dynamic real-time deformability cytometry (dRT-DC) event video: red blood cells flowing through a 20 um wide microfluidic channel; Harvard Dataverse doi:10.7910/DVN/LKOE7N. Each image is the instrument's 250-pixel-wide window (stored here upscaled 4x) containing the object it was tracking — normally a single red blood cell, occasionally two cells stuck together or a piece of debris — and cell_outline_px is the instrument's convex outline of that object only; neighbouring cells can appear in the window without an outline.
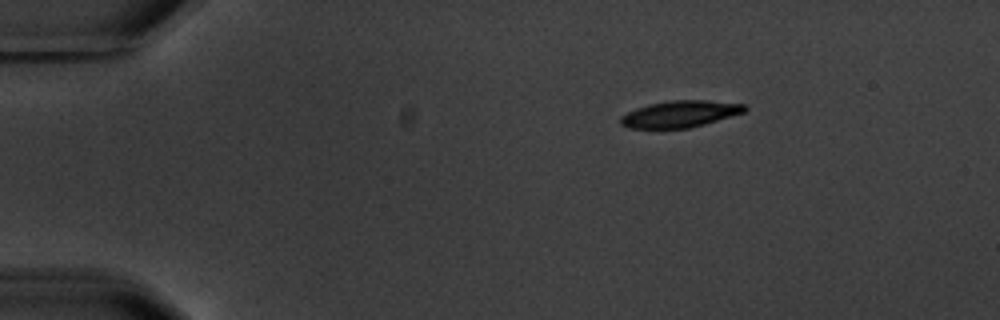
{"species": "common noctule bat (a hibernating species)", "species_latin": "Nyctalus noctula", "temperature_condition": "warm", "stored_images_in_passage": 7, "camera_frame_rate_fps": 3000, "um_per_image_px": 0.085, "animal": {"sex": "male", "body_mass_g": 20.1, "forearm_length_mm": 53.5}, "frame": {"image": 1, "passage_image": 1, "time_ms": 0.0, "image_size_px": [1000, 320], "cell_outline_px": [[748, 108], [744, 112], [704, 124], [688, 128], [628, 128], [620, 124], [620, 116], [636, 108], [648, 104], [672, 100], [704, 100], [744, 104]], "centroid_in_image_um": [57.77, 9.68], "position_along_channel_um": 27.2, "area_um2": 19.13}}
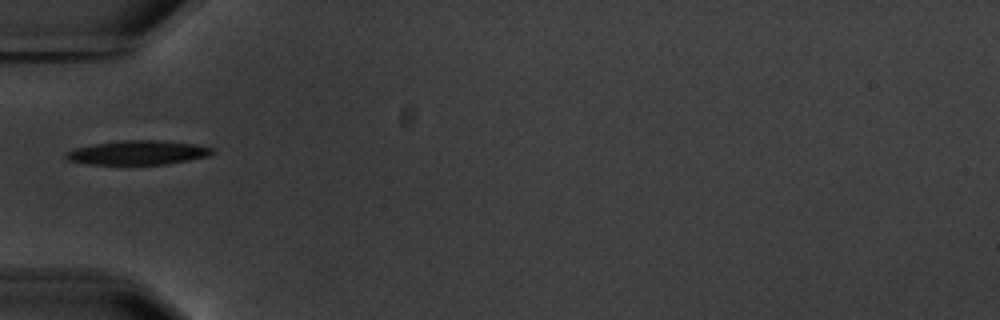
{"frame": {"image": 2, "passage_image": 3, "time_ms": 3.333, "image_size_px": [1000, 320], "cell_outline_px": [[216, 152], [208, 156], [188, 160], [164, 164], [88, 164], [68, 160], [64, 156], [64, 152], [76, 148], [92, 144], [116, 140], [160, 140], [196, 144], [212, 148]], "centroid_in_image_um": [11.69, 12.96], "position_along_channel_um": 73.3, "area_um2": 20.69}}
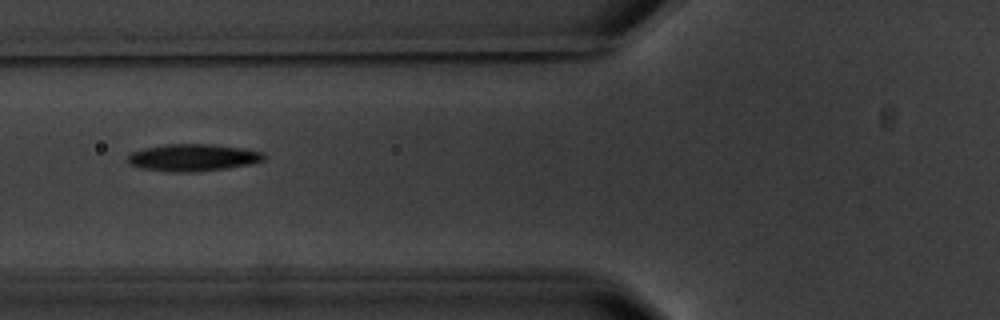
{"frame": {"image": 3, "passage_image": 4, "time_ms": 4.333, "image_size_px": [1000, 320], "cell_outline_px": [[268, 156], [264, 160], [252, 164], [224, 168], [192, 172], [172, 172], [140, 168], [132, 164], [128, 160], [128, 156], [132, 152], [144, 148], [164, 144], [212, 144], [244, 148], [264, 152]], "centroid_in_image_um": [16.46, 13.38], "position_along_channel_um": 109.3, "area_um2": 21.56}}